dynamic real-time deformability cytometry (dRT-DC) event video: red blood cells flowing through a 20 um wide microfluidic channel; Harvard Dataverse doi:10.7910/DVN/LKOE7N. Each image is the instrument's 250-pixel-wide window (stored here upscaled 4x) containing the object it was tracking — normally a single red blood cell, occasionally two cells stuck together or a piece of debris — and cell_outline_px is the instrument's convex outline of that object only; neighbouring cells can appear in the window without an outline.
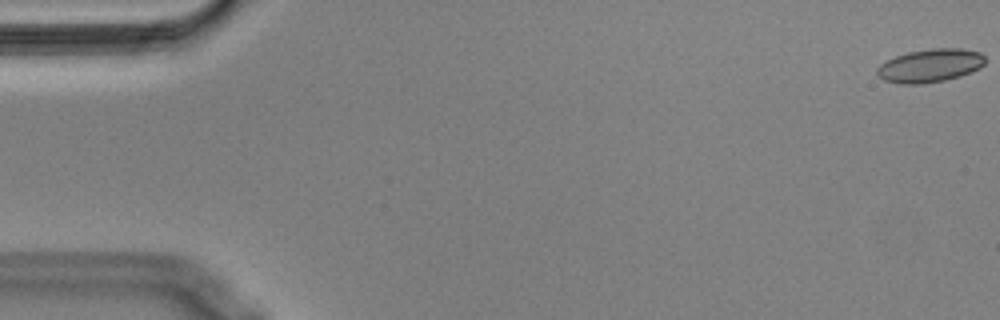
{"species": "Egyptian fruit bat (a non-hibernating species)", "species_latin": "Rousettus aegyptiacus", "temperature_condition": "cold", "stored_images_in_passage": 57, "camera_frame_rate_fps": 3000, "um_per_image_px": 0.085, "animal": {"sex": "male"}, "frame": {"image": 1, "passage_image": 1, "time_ms": 0.0, "image_size_px": [1000, 320], "cell_outline_px": [[984, 64], [980, 68], [960, 76], [944, 80], [920, 84], [900, 84], [884, 80], [876, 76], [876, 68], [880, 64], [896, 56], [908, 52], [932, 48], [960, 48], [980, 52], [984, 56]], "centroid_in_image_um": [79.03, 5.58], "position_along_channel_um": 6.0, "area_um2": 20.98}}
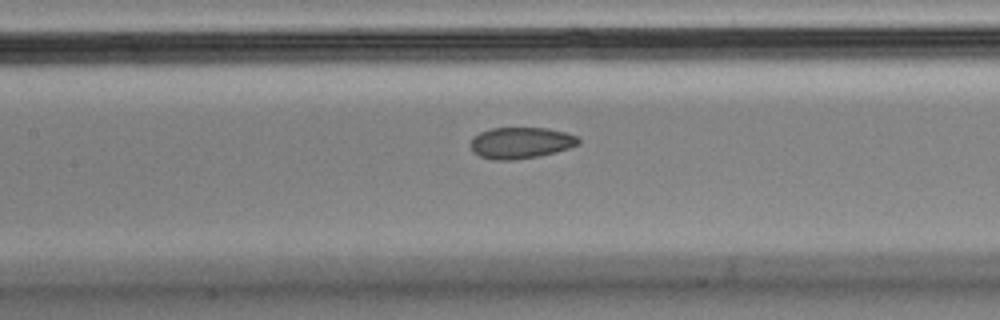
{"frame": {"image": 2, "passage_image": 26, "time_ms": 8.333, "image_size_px": [1000, 320], "cell_outline_px": [[580, 144], [556, 152], [540, 156], [512, 160], [492, 160], [480, 156], [472, 152], [468, 144], [472, 136], [480, 132], [492, 128], [548, 128], [568, 132], [576, 136], [580, 140]], "centroid_in_image_um": [44.23, 12.14], "position_along_channel_um": 163.2, "area_um2": 20.06}}
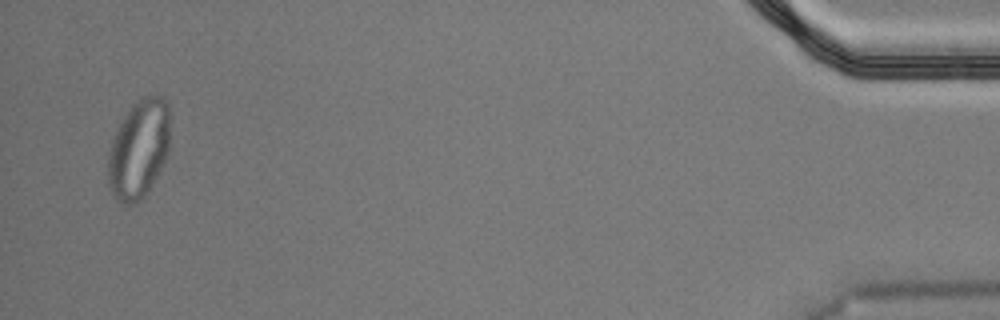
{"frame": {"image": 3, "passage_image": 55, "time_ms": 18.0, "image_size_px": [1000, 320], "cell_outline_px": [[168, 152], [148, 192], [140, 200], [132, 204], [120, 204], [116, 200], [108, 184], [108, 152], [112, 140], [124, 116], [132, 104], [144, 96], [152, 92], [160, 96], [168, 104]], "centroid_in_image_um": [11.78, 12.68], "position_along_channel_um": 423.4, "area_um2": 35.49}, "authors_computed_cell_mechanics": {"area_um2": 20.6346, "velocity_mm_per_s": 3.568, "shape_relaxation_time_tau1_ms": null, "shape_relaxation_time_tau2_ms": 1.5656, "deformation_change_tau1": null, "deformation_change_tau2": 0.0459}}